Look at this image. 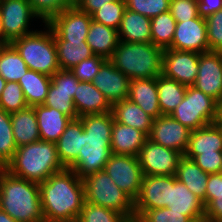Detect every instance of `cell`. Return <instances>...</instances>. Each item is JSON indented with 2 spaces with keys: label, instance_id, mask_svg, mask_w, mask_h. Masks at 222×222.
Wrapping results in <instances>:
<instances>
[{
  "label": "cell",
  "instance_id": "cb8c5ba5",
  "mask_svg": "<svg viewBox=\"0 0 222 222\" xmlns=\"http://www.w3.org/2000/svg\"><path fill=\"white\" fill-rule=\"evenodd\" d=\"M83 124L80 118L71 119L60 138L55 142L61 164L69 168L82 149Z\"/></svg>",
  "mask_w": 222,
  "mask_h": 222
},
{
  "label": "cell",
  "instance_id": "e575fe53",
  "mask_svg": "<svg viewBox=\"0 0 222 222\" xmlns=\"http://www.w3.org/2000/svg\"><path fill=\"white\" fill-rule=\"evenodd\" d=\"M176 23L170 11L151 18L152 44L163 50L168 49L172 45Z\"/></svg>",
  "mask_w": 222,
  "mask_h": 222
},
{
  "label": "cell",
  "instance_id": "f35d334b",
  "mask_svg": "<svg viewBox=\"0 0 222 222\" xmlns=\"http://www.w3.org/2000/svg\"><path fill=\"white\" fill-rule=\"evenodd\" d=\"M125 10V0H115L107 2L106 5L101 6V8L96 10L91 17L92 20L97 23L104 24L105 26L118 30Z\"/></svg>",
  "mask_w": 222,
  "mask_h": 222
},
{
  "label": "cell",
  "instance_id": "ab89813d",
  "mask_svg": "<svg viewBox=\"0 0 222 222\" xmlns=\"http://www.w3.org/2000/svg\"><path fill=\"white\" fill-rule=\"evenodd\" d=\"M33 12L47 24L54 16L75 6V0H27Z\"/></svg>",
  "mask_w": 222,
  "mask_h": 222
},
{
  "label": "cell",
  "instance_id": "7dc6e473",
  "mask_svg": "<svg viewBox=\"0 0 222 222\" xmlns=\"http://www.w3.org/2000/svg\"><path fill=\"white\" fill-rule=\"evenodd\" d=\"M204 222H222V191L205 193Z\"/></svg>",
  "mask_w": 222,
  "mask_h": 222
},
{
  "label": "cell",
  "instance_id": "f907efd6",
  "mask_svg": "<svg viewBox=\"0 0 222 222\" xmlns=\"http://www.w3.org/2000/svg\"><path fill=\"white\" fill-rule=\"evenodd\" d=\"M222 9V0H198V14L207 18Z\"/></svg>",
  "mask_w": 222,
  "mask_h": 222
},
{
  "label": "cell",
  "instance_id": "4fadbf2b",
  "mask_svg": "<svg viewBox=\"0 0 222 222\" xmlns=\"http://www.w3.org/2000/svg\"><path fill=\"white\" fill-rule=\"evenodd\" d=\"M171 196V176H143L141 189L134 201V217H140L146 210L167 207Z\"/></svg>",
  "mask_w": 222,
  "mask_h": 222
},
{
  "label": "cell",
  "instance_id": "52a82bcc",
  "mask_svg": "<svg viewBox=\"0 0 222 222\" xmlns=\"http://www.w3.org/2000/svg\"><path fill=\"white\" fill-rule=\"evenodd\" d=\"M83 184L86 202L115 210L130 220L134 218V200L114 183L105 170L88 175Z\"/></svg>",
  "mask_w": 222,
  "mask_h": 222
},
{
  "label": "cell",
  "instance_id": "4dcf8cb0",
  "mask_svg": "<svg viewBox=\"0 0 222 222\" xmlns=\"http://www.w3.org/2000/svg\"><path fill=\"white\" fill-rule=\"evenodd\" d=\"M19 85L23 90V94L28 106L34 107L42 105L46 101V97L51 85V76L28 70L19 80Z\"/></svg>",
  "mask_w": 222,
  "mask_h": 222
},
{
  "label": "cell",
  "instance_id": "4316f807",
  "mask_svg": "<svg viewBox=\"0 0 222 222\" xmlns=\"http://www.w3.org/2000/svg\"><path fill=\"white\" fill-rule=\"evenodd\" d=\"M112 114L116 122L143 131L149 136L154 118L129 99L114 103Z\"/></svg>",
  "mask_w": 222,
  "mask_h": 222
},
{
  "label": "cell",
  "instance_id": "2e32d148",
  "mask_svg": "<svg viewBox=\"0 0 222 222\" xmlns=\"http://www.w3.org/2000/svg\"><path fill=\"white\" fill-rule=\"evenodd\" d=\"M199 69L192 85L222 103V52L200 53Z\"/></svg>",
  "mask_w": 222,
  "mask_h": 222
},
{
  "label": "cell",
  "instance_id": "6f0895ef",
  "mask_svg": "<svg viewBox=\"0 0 222 222\" xmlns=\"http://www.w3.org/2000/svg\"><path fill=\"white\" fill-rule=\"evenodd\" d=\"M131 222H143L139 217H134Z\"/></svg>",
  "mask_w": 222,
  "mask_h": 222
},
{
  "label": "cell",
  "instance_id": "9c48e42d",
  "mask_svg": "<svg viewBox=\"0 0 222 222\" xmlns=\"http://www.w3.org/2000/svg\"><path fill=\"white\" fill-rule=\"evenodd\" d=\"M104 170L123 192L136 200L143 178L138 156L112 154Z\"/></svg>",
  "mask_w": 222,
  "mask_h": 222
},
{
  "label": "cell",
  "instance_id": "8992f818",
  "mask_svg": "<svg viewBox=\"0 0 222 222\" xmlns=\"http://www.w3.org/2000/svg\"><path fill=\"white\" fill-rule=\"evenodd\" d=\"M37 31L14 40L11 44L21 55L29 70L53 76L60 70L52 29Z\"/></svg>",
  "mask_w": 222,
  "mask_h": 222
},
{
  "label": "cell",
  "instance_id": "8fae6325",
  "mask_svg": "<svg viewBox=\"0 0 222 222\" xmlns=\"http://www.w3.org/2000/svg\"><path fill=\"white\" fill-rule=\"evenodd\" d=\"M0 16L3 33L12 43L14 40L34 33L29 31V21L38 18L27 0H0Z\"/></svg>",
  "mask_w": 222,
  "mask_h": 222
},
{
  "label": "cell",
  "instance_id": "7bdbcfd3",
  "mask_svg": "<svg viewBox=\"0 0 222 222\" xmlns=\"http://www.w3.org/2000/svg\"><path fill=\"white\" fill-rule=\"evenodd\" d=\"M105 57L93 55L84 59L70 71L77 77L80 82H92L94 76L100 71L101 66L107 61Z\"/></svg>",
  "mask_w": 222,
  "mask_h": 222
},
{
  "label": "cell",
  "instance_id": "ac0fdd59",
  "mask_svg": "<svg viewBox=\"0 0 222 222\" xmlns=\"http://www.w3.org/2000/svg\"><path fill=\"white\" fill-rule=\"evenodd\" d=\"M130 79L109 60L94 76L93 85L106 97L111 105L128 99Z\"/></svg>",
  "mask_w": 222,
  "mask_h": 222
},
{
  "label": "cell",
  "instance_id": "603a6c76",
  "mask_svg": "<svg viewBox=\"0 0 222 222\" xmlns=\"http://www.w3.org/2000/svg\"><path fill=\"white\" fill-rule=\"evenodd\" d=\"M128 99L154 119L162 115L158 102L157 77L130 80Z\"/></svg>",
  "mask_w": 222,
  "mask_h": 222
},
{
  "label": "cell",
  "instance_id": "bcb514c9",
  "mask_svg": "<svg viewBox=\"0 0 222 222\" xmlns=\"http://www.w3.org/2000/svg\"><path fill=\"white\" fill-rule=\"evenodd\" d=\"M169 11L176 22L199 17L198 0H171Z\"/></svg>",
  "mask_w": 222,
  "mask_h": 222
},
{
  "label": "cell",
  "instance_id": "11a10c76",
  "mask_svg": "<svg viewBox=\"0 0 222 222\" xmlns=\"http://www.w3.org/2000/svg\"><path fill=\"white\" fill-rule=\"evenodd\" d=\"M0 222H17L11 218L5 211L0 209Z\"/></svg>",
  "mask_w": 222,
  "mask_h": 222
},
{
  "label": "cell",
  "instance_id": "277c9868",
  "mask_svg": "<svg viewBox=\"0 0 222 222\" xmlns=\"http://www.w3.org/2000/svg\"><path fill=\"white\" fill-rule=\"evenodd\" d=\"M4 169L15 177L40 184L65 167L59 160L56 143L38 140L17 147Z\"/></svg>",
  "mask_w": 222,
  "mask_h": 222
},
{
  "label": "cell",
  "instance_id": "8d00e7d4",
  "mask_svg": "<svg viewBox=\"0 0 222 222\" xmlns=\"http://www.w3.org/2000/svg\"><path fill=\"white\" fill-rule=\"evenodd\" d=\"M123 214L110 208L84 202L83 208L76 222H130Z\"/></svg>",
  "mask_w": 222,
  "mask_h": 222
},
{
  "label": "cell",
  "instance_id": "b9f144b4",
  "mask_svg": "<svg viewBox=\"0 0 222 222\" xmlns=\"http://www.w3.org/2000/svg\"><path fill=\"white\" fill-rule=\"evenodd\" d=\"M126 8L153 18L170 9L171 0H125Z\"/></svg>",
  "mask_w": 222,
  "mask_h": 222
},
{
  "label": "cell",
  "instance_id": "d4e9b609",
  "mask_svg": "<svg viewBox=\"0 0 222 222\" xmlns=\"http://www.w3.org/2000/svg\"><path fill=\"white\" fill-rule=\"evenodd\" d=\"M118 31L119 40L131 43H152L151 18L126 8Z\"/></svg>",
  "mask_w": 222,
  "mask_h": 222
},
{
  "label": "cell",
  "instance_id": "60d3db41",
  "mask_svg": "<svg viewBox=\"0 0 222 222\" xmlns=\"http://www.w3.org/2000/svg\"><path fill=\"white\" fill-rule=\"evenodd\" d=\"M28 104L18 82H6L0 97V108L11 114L25 109Z\"/></svg>",
  "mask_w": 222,
  "mask_h": 222
},
{
  "label": "cell",
  "instance_id": "44dd1931",
  "mask_svg": "<svg viewBox=\"0 0 222 222\" xmlns=\"http://www.w3.org/2000/svg\"><path fill=\"white\" fill-rule=\"evenodd\" d=\"M73 102L78 118L112 111V105L92 82L79 81Z\"/></svg>",
  "mask_w": 222,
  "mask_h": 222
},
{
  "label": "cell",
  "instance_id": "9a60e30c",
  "mask_svg": "<svg viewBox=\"0 0 222 222\" xmlns=\"http://www.w3.org/2000/svg\"><path fill=\"white\" fill-rule=\"evenodd\" d=\"M191 130L171 115H161L153 120L148 139L184 155L189 144Z\"/></svg>",
  "mask_w": 222,
  "mask_h": 222
},
{
  "label": "cell",
  "instance_id": "ee69618b",
  "mask_svg": "<svg viewBox=\"0 0 222 222\" xmlns=\"http://www.w3.org/2000/svg\"><path fill=\"white\" fill-rule=\"evenodd\" d=\"M209 51L222 52V9L205 18Z\"/></svg>",
  "mask_w": 222,
  "mask_h": 222
},
{
  "label": "cell",
  "instance_id": "f1b7e54d",
  "mask_svg": "<svg viewBox=\"0 0 222 222\" xmlns=\"http://www.w3.org/2000/svg\"><path fill=\"white\" fill-rule=\"evenodd\" d=\"M175 177L194 193L205 206L206 185L209 174L204 172L192 159L182 156L178 162Z\"/></svg>",
  "mask_w": 222,
  "mask_h": 222
},
{
  "label": "cell",
  "instance_id": "7a4b0ae2",
  "mask_svg": "<svg viewBox=\"0 0 222 222\" xmlns=\"http://www.w3.org/2000/svg\"><path fill=\"white\" fill-rule=\"evenodd\" d=\"M83 124L82 149L77 160L69 167L80 178L104 170L111 152L112 111L80 117Z\"/></svg>",
  "mask_w": 222,
  "mask_h": 222
},
{
  "label": "cell",
  "instance_id": "680465c9",
  "mask_svg": "<svg viewBox=\"0 0 222 222\" xmlns=\"http://www.w3.org/2000/svg\"><path fill=\"white\" fill-rule=\"evenodd\" d=\"M219 120H222V103L220 104V118Z\"/></svg>",
  "mask_w": 222,
  "mask_h": 222
},
{
  "label": "cell",
  "instance_id": "30bf717a",
  "mask_svg": "<svg viewBox=\"0 0 222 222\" xmlns=\"http://www.w3.org/2000/svg\"><path fill=\"white\" fill-rule=\"evenodd\" d=\"M183 155L176 150L156 144L147 139L138 155L143 176L169 175L176 173L178 162Z\"/></svg>",
  "mask_w": 222,
  "mask_h": 222
},
{
  "label": "cell",
  "instance_id": "1f68e13d",
  "mask_svg": "<svg viewBox=\"0 0 222 222\" xmlns=\"http://www.w3.org/2000/svg\"><path fill=\"white\" fill-rule=\"evenodd\" d=\"M187 86L176 80L157 77L158 102L162 115H170L182 102Z\"/></svg>",
  "mask_w": 222,
  "mask_h": 222
},
{
  "label": "cell",
  "instance_id": "836d02e7",
  "mask_svg": "<svg viewBox=\"0 0 222 222\" xmlns=\"http://www.w3.org/2000/svg\"><path fill=\"white\" fill-rule=\"evenodd\" d=\"M28 70L25 61L12 44L0 46V75L6 82H19Z\"/></svg>",
  "mask_w": 222,
  "mask_h": 222
},
{
  "label": "cell",
  "instance_id": "5b68a950",
  "mask_svg": "<svg viewBox=\"0 0 222 222\" xmlns=\"http://www.w3.org/2000/svg\"><path fill=\"white\" fill-rule=\"evenodd\" d=\"M164 50L152 43H131L119 40L108 59L130 80L156 78L163 72Z\"/></svg>",
  "mask_w": 222,
  "mask_h": 222
},
{
  "label": "cell",
  "instance_id": "f546056e",
  "mask_svg": "<svg viewBox=\"0 0 222 222\" xmlns=\"http://www.w3.org/2000/svg\"><path fill=\"white\" fill-rule=\"evenodd\" d=\"M86 42L95 55L109 59L119 43L118 31L91 20Z\"/></svg>",
  "mask_w": 222,
  "mask_h": 222
},
{
  "label": "cell",
  "instance_id": "db71d44e",
  "mask_svg": "<svg viewBox=\"0 0 222 222\" xmlns=\"http://www.w3.org/2000/svg\"><path fill=\"white\" fill-rule=\"evenodd\" d=\"M11 44L5 37L3 33L2 21L0 16V46Z\"/></svg>",
  "mask_w": 222,
  "mask_h": 222
},
{
  "label": "cell",
  "instance_id": "d6a6232c",
  "mask_svg": "<svg viewBox=\"0 0 222 222\" xmlns=\"http://www.w3.org/2000/svg\"><path fill=\"white\" fill-rule=\"evenodd\" d=\"M60 69L70 70L95 55L86 41H55Z\"/></svg>",
  "mask_w": 222,
  "mask_h": 222
},
{
  "label": "cell",
  "instance_id": "ba28073f",
  "mask_svg": "<svg viewBox=\"0 0 222 222\" xmlns=\"http://www.w3.org/2000/svg\"><path fill=\"white\" fill-rule=\"evenodd\" d=\"M170 115L194 131L219 122L220 104L194 86H187L182 102Z\"/></svg>",
  "mask_w": 222,
  "mask_h": 222
},
{
  "label": "cell",
  "instance_id": "9f6ffc18",
  "mask_svg": "<svg viewBox=\"0 0 222 222\" xmlns=\"http://www.w3.org/2000/svg\"><path fill=\"white\" fill-rule=\"evenodd\" d=\"M6 85V81L5 79L0 75V97H1V94H2V91L4 89Z\"/></svg>",
  "mask_w": 222,
  "mask_h": 222
},
{
  "label": "cell",
  "instance_id": "c3c4849f",
  "mask_svg": "<svg viewBox=\"0 0 222 222\" xmlns=\"http://www.w3.org/2000/svg\"><path fill=\"white\" fill-rule=\"evenodd\" d=\"M193 161L206 173H220L222 170V151L201 153Z\"/></svg>",
  "mask_w": 222,
  "mask_h": 222
},
{
  "label": "cell",
  "instance_id": "816d5d0a",
  "mask_svg": "<svg viewBox=\"0 0 222 222\" xmlns=\"http://www.w3.org/2000/svg\"><path fill=\"white\" fill-rule=\"evenodd\" d=\"M112 1L115 0H75V6L79 10L88 13L91 16L96 10L101 8V6Z\"/></svg>",
  "mask_w": 222,
  "mask_h": 222
},
{
  "label": "cell",
  "instance_id": "83f0119b",
  "mask_svg": "<svg viewBox=\"0 0 222 222\" xmlns=\"http://www.w3.org/2000/svg\"><path fill=\"white\" fill-rule=\"evenodd\" d=\"M10 115L17 147L41 140L34 107L28 106Z\"/></svg>",
  "mask_w": 222,
  "mask_h": 222
},
{
  "label": "cell",
  "instance_id": "6da1fadb",
  "mask_svg": "<svg viewBox=\"0 0 222 222\" xmlns=\"http://www.w3.org/2000/svg\"><path fill=\"white\" fill-rule=\"evenodd\" d=\"M45 222H76L85 202L84 184L65 168L39 184Z\"/></svg>",
  "mask_w": 222,
  "mask_h": 222
},
{
  "label": "cell",
  "instance_id": "7402d4cb",
  "mask_svg": "<svg viewBox=\"0 0 222 222\" xmlns=\"http://www.w3.org/2000/svg\"><path fill=\"white\" fill-rule=\"evenodd\" d=\"M148 136L138 129L113 121L111 133L112 154L138 156Z\"/></svg>",
  "mask_w": 222,
  "mask_h": 222
},
{
  "label": "cell",
  "instance_id": "ffe728a7",
  "mask_svg": "<svg viewBox=\"0 0 222 222\" xmlns=\"http://www.w3.org/2000/svg\"><path fill=\"white\" fill-rule=\"evenodd\" d=\"M215 151H222V125L220 122L191 131L184 156L193 160L201 153H215Z\"/></svg>",
  "mask_w": 222,
  "mask_h": 222
},
{
  "label": "cell",
  "instance_id": "484cf974",
  "mask_svg": "<svg viewBox=\"0 0 222 222\" xmlns=\"http://www.w3.org/2000/svg\"><path fill=\"white\" fill-rule=\"evenodd\" d=\"M40 138L43 141L56 142L64 132L71 118L56 110L42 105L34 106Z\"/></svg>",
  "mask_w": 222,
  "mask_h": 222
},
{
  "label": "cell",
  "instance_id": "74e56055",
  "mask_svg": "<svg viewBox=\"0 0 222 222\" xmlns=\"http://www.w3.org/2000/svg\"><path fill=\"white\" fill-rule=\"evenodd\" d=\"M75 91L58 90L51 83L44 105L59 110L71 119H77L78 114L73 102Z\"/></svg>",
  "mask_w": 222,
  "mask_h": 222
},
{
  "label": "cell",
  "instance_id": "f5cc1de1",
  "mask_svg": "<svg viewBox=\"0 0 222 222\" xmlns=\"http://www.w3.org/2000/svg\"><path fill=\"white\" fill-rule=\"evenodd\" d=\"M222 191V174H209L206 192H221Z\"/></svg>",
  "mask_w": 222,
  "mask_h": 222
},
{
  "label": "cell",
  "instance_id": "d6986e66",
  "mask_svg": "<svg viewBox=\"0 0 222 222\" xmlns=\"http://www.w3.org/2000/svg\"><path fill=\"white\" fill-rule=\"evenodd\" d=\"M166 208L172 211L182 212L193 222H204L205 207L203 202L192 193L175 175L171 176L170 203Z\"/></svg>",
  "mask_w": 222,
  "mask_h": 222
},
{
  "label": "cell",
  "instance_id": "3957f363",
  "mask_svg": "<svg viewBox=\"0 0 222 222\" xmlns=\"http://www.w3.org/2000/svg\"><path fill=\"white\" fill-rule=\"evenodd\" d=\"M0 209L17 222H45L39 184L0 168Z\"/></svg>",
  "mask_w": 222,
  "mask_h": 222
},
{
  "label": "cell",
  "instance_id": "d590c367",
  "mask_svg": "<svg viewBox=\"0 0 222 222\" xmlns=\"http://www.w3.org/2000/svg\"><path fill=\"white\" fill-rule=\"evenodd\" d=\"M16 149L11 115L0 108V168H5L12 160Z\"/></svg>",
  "mask_w": 222,
  "mask_h": 222
},
{
  "label": "cell",
  "instance_id": "681fc988",
  "mask_svg": "<svg viewBox=\"0 0 222 222\" xmlns=\"http://www.w3.org/2000/svg\"><path fill=\"white\" fill-rule=\"evenodd\" d=\"M51 83L55 85L58 90L76 91L79 80L70 70L60 69L51 76Z\"/></svg>",
  "mask_w": 222,
  "mask_h": 222
},
{
  "label": "cell",
  "instance_id": "7c38bea8",
  "mask_svg": "<svg viewBox=\"0 0 222 222\" xmlns=\"http://www.w3.org/2000/svg\"><path fill=\"white\" fill-rule=\"evenodd\" d=\"M92 17L76 6L54 16L47 25L52 29L54 41H86Z\"/></svg>",
  "mask_w": 222,
  "mask_h": 222
},
{
  "label": "cell",
  "instance_id": "f6af8a7d",
  "mask_svg": "<svg viewBox=\"0 0 222 222\" xmlns=\"http://www.w3.org/2000/svg\"><path fill=\"white\" fill-rule=\"evenodd\" d=\"M139 218L143 222H193L182 212L172 211L166 207L146 210Z\"/></svg>",
  "mask_w": 222,
  "mask_h": 222
},
{
  "label": "cell",
  "instance_id": "5bb4252c",
  "mask_svg": "<svg viewBox=\"0 0 222 222\" xmlns=\"http://www.w3.org/2000/svg\"><path fill=\"white\" fill-rule=\"evenodd\" d=\"M199 56L200 53L193 51L165 49L162 75L186 86H192L199 69Z\"/></svg>",
  "mask_w": 222,
  "mask_h": 222
},
{
  "label": "cell",
  "instance_id": "e0dca14e",
  "mask_svg": "<svg viewBox=\"0 0 222 222\" xmlns=\"http://www.w3.org/2000/svg\"><path fill=\"white\" fill-rule=\"evenodd\" d=\"M170 49L205 53L209 51L205 18L196 17L176 23Z\"/></svg>",
  "mask_w": 222,
  "mask_h": 222
}]
</instances>
